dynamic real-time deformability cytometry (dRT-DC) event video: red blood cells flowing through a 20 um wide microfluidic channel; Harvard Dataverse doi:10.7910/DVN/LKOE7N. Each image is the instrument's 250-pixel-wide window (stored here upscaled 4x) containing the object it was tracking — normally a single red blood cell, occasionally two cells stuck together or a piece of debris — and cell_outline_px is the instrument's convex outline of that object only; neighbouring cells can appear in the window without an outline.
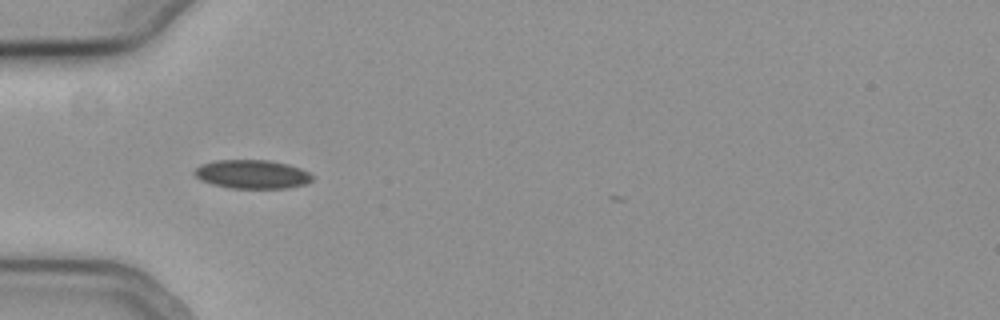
{"species": "common noctule bat (a hibernating species)", "species_latin": "Nyctalus noctula", "temperature_condition": "cold", "stored_images_in_passage": 5, "camera_frame_rate_fps": 3000, "um_per_image_px": 0.085, "animal": {"sex": "female", "body_mass_g": 19.3, "forearm_length_mm": 54.1}, "frame": {"image": 1, "passage_image": 1, "time_ms": 0.0, "image_size_px": [1000, 320], "cell_outline_px": [[312, 180], [304, 184], [288, 188], [228, 188], [212, 184], [200, 180], [192, 172], [200, 164], [216, 160], [268, 160], [288, 164], [300, 168], [308, 172], [312, 176]], "centroid_in_image_um": [21.39, 14.81], "position_along_channel_um": 63.6, "area_um2": 19.77}}
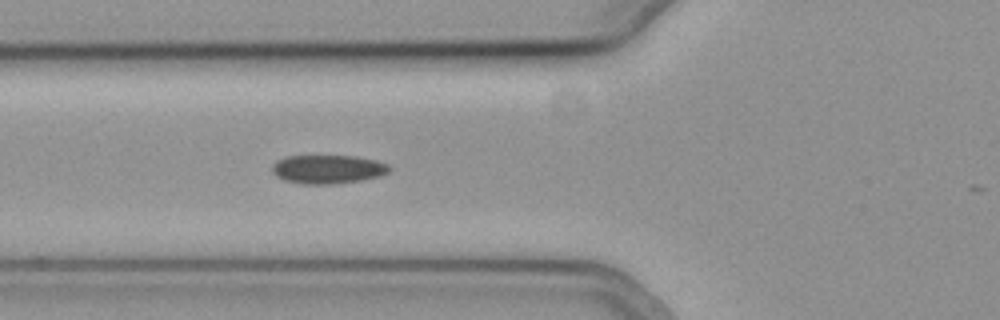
{"frame": {"image": 2, "passage_image": 4, "time_ms": 1.0, "image_size_px": [1000, 320], "cell_outline_px": [[392, 168], [388, 172], [380, 176], [360, 180], [332, 184], [304, 184], [284, 180], [276, 176], [272, 172], [272, 164], [276, 160], [284, 156], [356, 156], [376, 160], [388, 164]], "centroid_in_image_um": [27.85, 14.38], "position_along_channel_um": 98.0, "area_um2": 19.71}}